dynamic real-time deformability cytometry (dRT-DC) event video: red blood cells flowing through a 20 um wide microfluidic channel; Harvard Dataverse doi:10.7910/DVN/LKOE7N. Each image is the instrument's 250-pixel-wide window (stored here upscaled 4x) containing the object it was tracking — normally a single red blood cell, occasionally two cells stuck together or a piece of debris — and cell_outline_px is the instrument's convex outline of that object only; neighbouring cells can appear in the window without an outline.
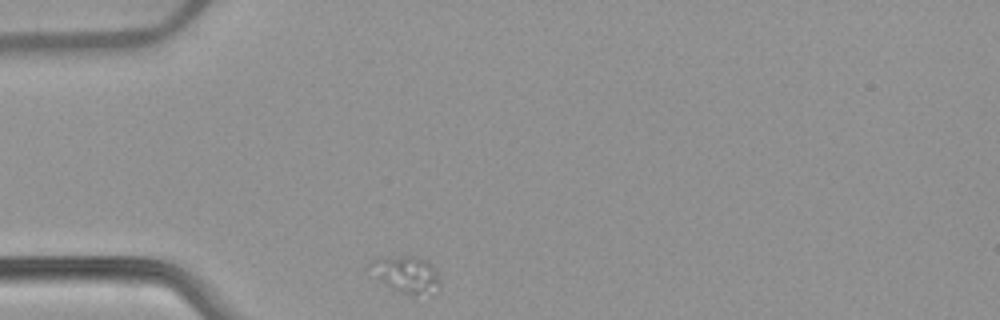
{"species": "common noctule bat (a hibernating species)", "species_latin": "Nyctalus noctula", "temperature_condition": "warm", "stored_images_in_passage": 31, "camera_frame_rate_fps": 3000, "um_per_image_px": 0.085, "animal": {"sex": "female", "body_mass_g": 22.7, "forearm_length_mm": 54.2}, "frame": {"image": 1, "passage_image": 1, "time_ms": 0.0, "image_size_px": [1000, 320], "cell_outline_px": [[440, 288], [412, 296], [408, 296], [392, 288], [380, 280], [372, 264], [372, 260], [384, 256], [412, 256], [424, 260], [432, 268], [440, 280]], "centroid_in_image_um": [34.56, 23.33], "position_along_channel_um": 50.4, "area_um2": 14.1}}
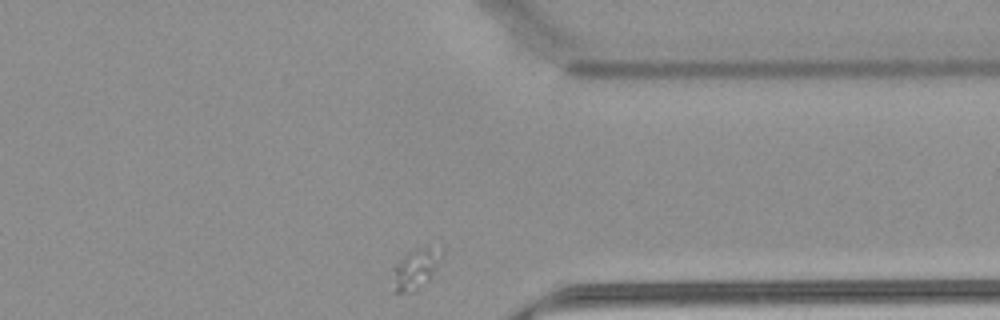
{"frame": {"image": 2, "passage_image": 31, "time_ms": 10.0, "image_size_px": [1000, 320], "cell_outline_px": [[444, 252], [440, 260], [428, 280], [416, 288], [400, 292], [392, 292], [392, 268], [408, 252], [416, 248], [428, 244]], "centroid_in_image_um": [35.3, 22.79], "position_along_channel_um": 376.1, "area_um2": 11.33}}